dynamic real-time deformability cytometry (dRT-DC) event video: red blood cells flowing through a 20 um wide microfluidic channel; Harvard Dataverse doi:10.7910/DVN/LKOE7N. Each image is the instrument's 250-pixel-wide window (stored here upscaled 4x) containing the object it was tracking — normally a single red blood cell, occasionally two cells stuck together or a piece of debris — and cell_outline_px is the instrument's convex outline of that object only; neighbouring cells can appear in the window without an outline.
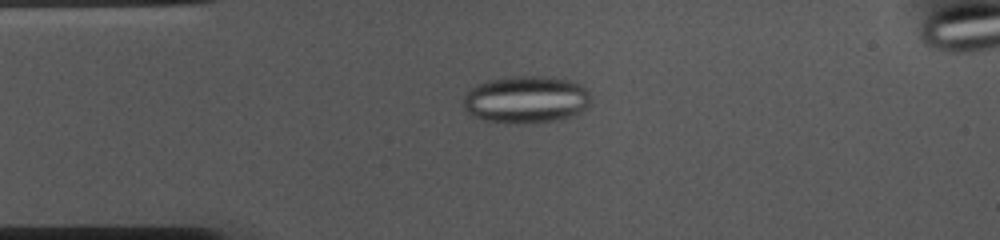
{"species": "common noctule bat (a hibernating species)", "species_latin": "Nyctalus noctula", "temperature_condition": "cold", "stored_images_in_passage": 52, "camera_frame_rate_fps": 3000, "um_per_image_px": 0.085, "animal": {"sex": "female", "body_mass_g": 10.0, "forearm_length_mm": 53.1}, "frame": {"image": 1, "passage_image": 11, "time_ms": 3.333, "image_size_px": [1000, 240], "cell_outline_px": [[588, 104], [580, 112], [572, 116], [560, 120], [516, 124], [484, 120], [472, 116], [464, 108], [464, 96], [476, 84], [488, 80], [512, 76], [552, 76], [572, 80], [580, 84], [588, 92]], "centroid_in_image_um": [44.7, 8.45], "position_along_channel_um": 40.3, "area_um2": 35.26}}
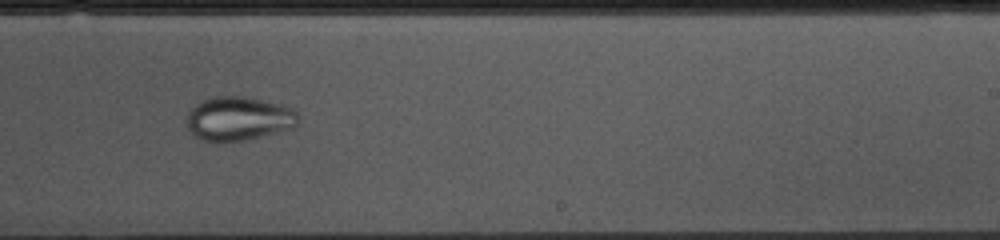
{"frame": {"image": 2, "passage_image": 31, "time_ms": 10.0, "image_size_px": [1000, 240], "cell_outline_px": [[300, 116], [296, 124], [292, 128], [244, 140], [212, 144], [192, 136], [188, 128], [188, 112], [196, 104], [212, 96], [244, 96], [292, 108]], "centroid_in_image_um": [20.23, 10.11], "position_along_channel_um": 268.8, "area_um2": 28.61}}
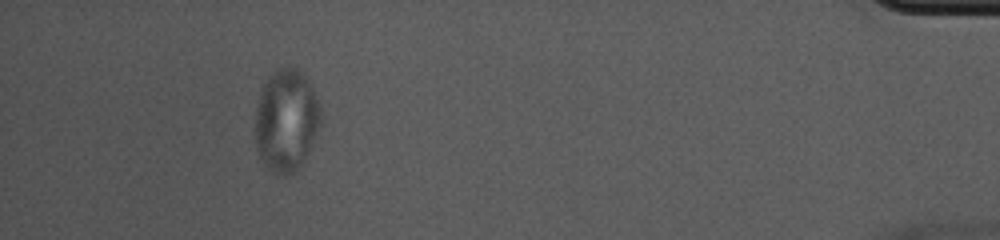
{"frame": {"image": 3, "passage_image": 48, "time_ms": 15.667, "image_size_px": [1000, 240], "cell_outline_px": [[320, 128], [308, 152], [300, 164], [292, 172], [284, 176], [272, 172], [260, 160], [256, 152], [252, 132], [256, 100], [268, 76], [276, 68], [296, 68], [308, 80], [320, 104]], "centroid_in_image_um": [24.26, 10.24], "position_along_channel_um": 410.9, "area_um2": 39.77}}